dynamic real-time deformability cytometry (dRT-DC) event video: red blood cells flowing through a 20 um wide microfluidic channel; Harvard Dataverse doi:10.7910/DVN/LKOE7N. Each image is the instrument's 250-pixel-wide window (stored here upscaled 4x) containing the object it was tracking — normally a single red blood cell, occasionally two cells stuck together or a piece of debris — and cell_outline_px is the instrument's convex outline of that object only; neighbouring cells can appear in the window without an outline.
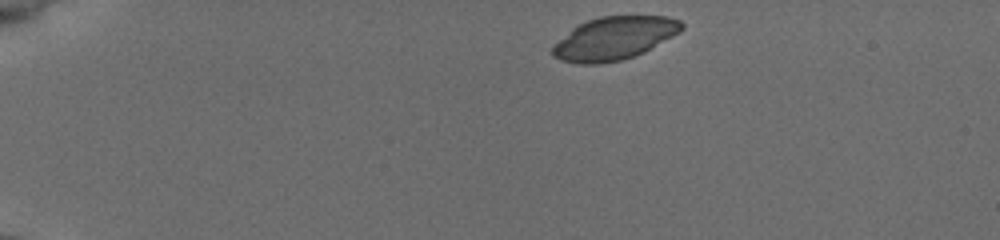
{"species": "common noctule bat (a hibernating species)", "species_latin": "Nyctalus noctula", "temperature_condition": "cold", "stored_images_in_passage": 43, "camera_frame_rate_fps": 3000, "um_per_image_px": 0.085, "animal": {"sex": "female", "body_mass_g": 19.5, "forearm_length_mm": 54.1}, "frame": {"image": 1, "passage_image": 1, "time_ms": 0.0, "image_size_px": [1000, 240], "cell_outline_px": [[684, 28], [680, 32], [644, 52], [620, 60], [596, 64], [580, 64], [560, 60], [552, 56], [552, 44], [572, 28], [588, 20], [600, 16], [668, 16], [680, 20], [684, 24]], "centroid_in_image_um": [52.19, 3.25], "position_along_channel_um": 32.8, "area_um2": 32.37}}